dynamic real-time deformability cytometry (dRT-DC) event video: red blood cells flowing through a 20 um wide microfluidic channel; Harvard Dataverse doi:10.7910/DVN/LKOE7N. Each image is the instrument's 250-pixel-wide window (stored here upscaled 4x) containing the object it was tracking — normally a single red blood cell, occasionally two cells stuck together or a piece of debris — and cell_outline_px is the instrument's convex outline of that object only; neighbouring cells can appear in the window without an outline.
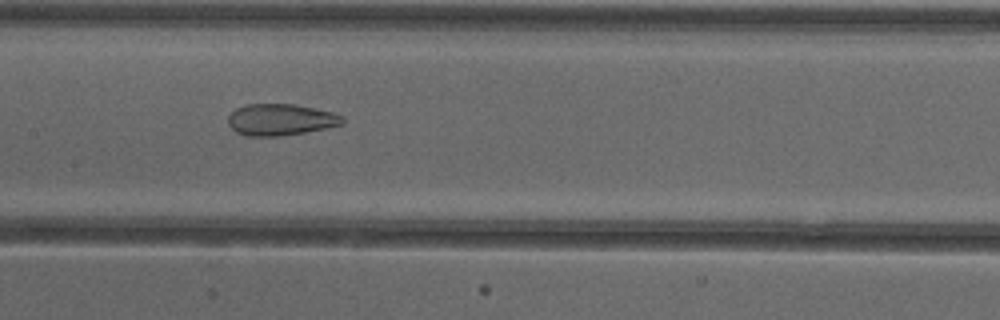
{"species": "common noctule bat (a hibernating species)", "species_latin": "Nyctalus noctula", "temperature_condition": "cold", "stored_images_in_passage": 52, "camera_frame_rate_fps": 3000, "um_per_image_px": 0.085, "animal": {"sex": "female"}, "frame": {"image": 1, "passage_image": 26, "time_ms": 8.333, "image_size_px": [1000, 320], "cell_outline_px": [[344, 124], [304, 132], [280, 136], [244, 136], [236, 132], [228, 124], [228, 116], [236, 108], [244, 104], [292, 104], [316, 108], [332, 112], [344, 116]], "centroid_in_image_um": [23.84, 10.17], "position_along_channel_um": 183.6, "area_um2": 21.1}}
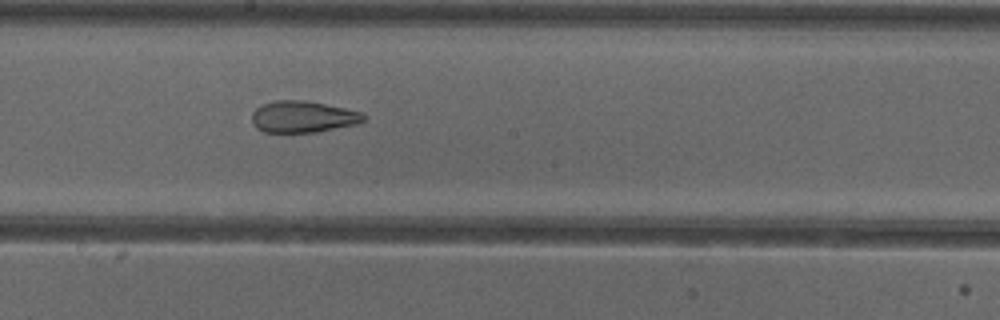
{"frame": {"image": 2, "passage_image": 29, "time_ms": 9.333, "image_size_px": [1000, 320], "cell_outline_px": [[368, 116], [364, 120], [356, 124], [316, 132], [264, 132], [256, 128], [252, 120], [252, 112], [260, 104], [276, 100], [304, 100], [364, 112]], "centroid_in_image_um": [25.75, 9.92], "position_along_channel_um": 222.5, "area_um2": 20.63}}
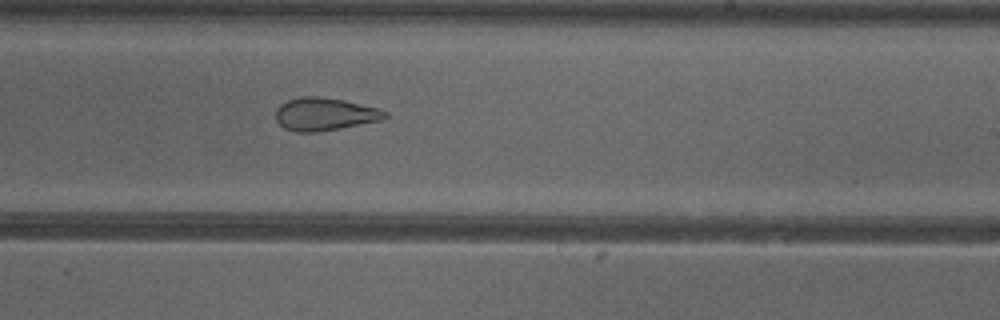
{"frame": {"image": 3, "passage_image": 32, "time_ms": 10.333, "image_size_px": [1000, 320], "cell_outline_px": [[388, 116], [384, 120], [340, 128], [316, 132], [296, 132], [284, 128], [276, 120], [276, 108], [280, 104], [288, 100], [300, 96], [316, 96], [344, 100], [376, 108], [388, 112]], "centroid_in_image_um": [27.59, 9.7], "position_along_channel_um": 261.4, "area_um2": 20.92}, "authors_computed_cell_mechanics": {"area_um2": 25.8944, "velocity_mm_per_s": 3.9098, "shape_relaxation_time_tau1_ms": null, "shape_relaxation_time_tau2_ms": 1.9518, "deformation_change_tau1": null, "deformation_change_tau2": 0.107}}